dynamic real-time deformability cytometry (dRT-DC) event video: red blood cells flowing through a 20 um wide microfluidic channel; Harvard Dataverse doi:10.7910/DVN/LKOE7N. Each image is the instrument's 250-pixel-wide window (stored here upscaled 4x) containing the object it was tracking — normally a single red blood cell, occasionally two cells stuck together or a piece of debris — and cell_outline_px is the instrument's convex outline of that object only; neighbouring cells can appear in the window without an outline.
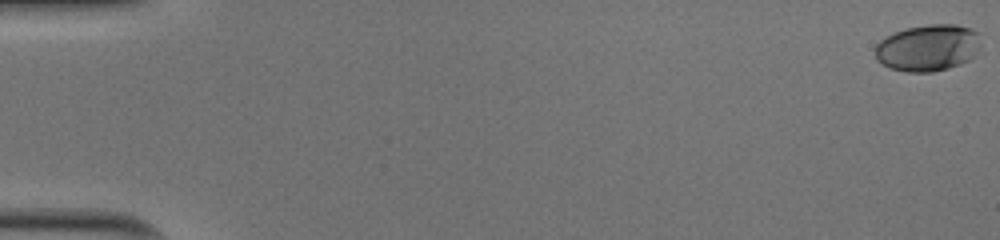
{"species": "human", "species_latin": "Homo sapiens", "temperature_condition": "cold", "stored_images_in_passage": 48, "camera_frame_rate_fps": 3000, "um_per_image_px": 0.085, "donor": {"sex": "male"}, "frame": {"image": 1, "passage_image": 1, "time_ms": 0.0, "image_size_px": [1000, 240], "cell_outline_px": [[980, 48], [976, 56], [960, 64], [948, 68], [932, 72], [908, 72], [888, 68], [876, 60], [876, 44], [880, 40], [896, 32], [908, 28], [932, 24], [956, 24], [972, 28], [980, 32]], "centroid_in_image_um": [78.92, 4.06], "position_along_channel_um": 6.1, "area_um2": 29.02}}
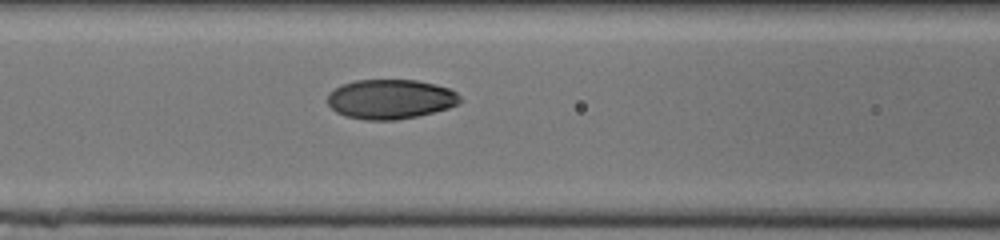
{"frame": {"image": 2, "passage_image": 24, "time_ms": 7.667, "image_size_px": [1000, 240], "cell_outline_px": [[460, 100], [456, 104], [448, 108], [416, 116], [396, 120], [364, 120], [344, 116], [336, 112], [328, 104], [328, 92], [344, 84], [356, 80], [416, 80], [436, 84], [448, 88], [456, 92], [460, 96]], "centroid_in_image_um": [33.16, 8.43], "position_along_channel_um": 133.4, "area_um2": 30.46}}
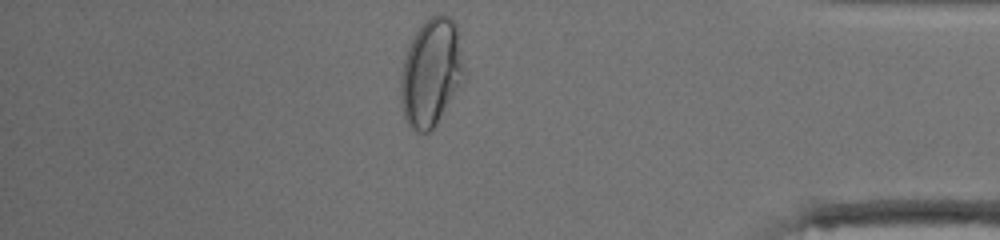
{"frame": {"image": 3, "passage_image": 46, "time_ms": 15.0, "image_size_px": [1000, 240], "cell_outline_px": [[464, 72], [460, 84], [436, 124], [428, 132], [416, 132], [408, 124], [404, 116], [400, 100], [400, 76], [404, 60], [408, 48], [416, 32], [424, 20], [432, 16], [448, 16], [456, 24], [464, 68]], "centroid_in_image_um": [36.61, 6.18], "position_along_channel_um": 398.6, "area_um2": 39.07}, "authors_computed_cell_mechanics": {"area_um2": 30.5762, "velocity_mm_per_s": 4.0319, "shape_relaxation_time_tau1_ms": 5.9618, "shape_relaxation_time_tau2_ms": 0.8924, "deformation_change_tau1": 0.1936, "deformation_change_tau2": 0.0359}}